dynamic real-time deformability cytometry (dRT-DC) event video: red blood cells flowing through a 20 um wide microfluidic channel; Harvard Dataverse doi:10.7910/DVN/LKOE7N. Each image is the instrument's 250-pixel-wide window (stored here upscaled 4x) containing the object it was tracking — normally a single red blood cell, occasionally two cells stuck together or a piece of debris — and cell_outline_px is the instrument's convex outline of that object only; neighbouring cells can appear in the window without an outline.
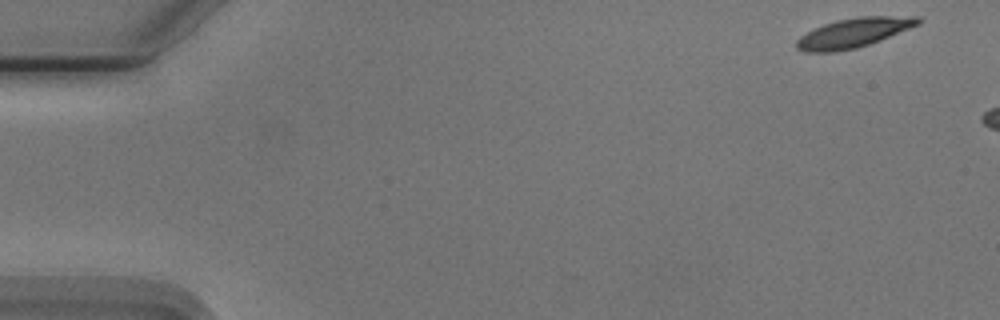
{"species": "Egyptian fruit bat (a non-hibernating species)", "species_latin": "Rousettus aegyptiacus", "temperature_condition": "cold", "stored_images_in_passage": 10, "camera_frame_rate_fps": 3000, "um_per_image_px": 0.085, "animal": {"sex": "male"}, "frame": {"image": 1, "passage_image": 1, "time_ms": 0.0, "image_size_px": [1000, 320], "cell_outline_px": [[920, 24], [880, 40], [856, 48], [836, 52], [804, 52], [796, 48], [796, 40], [800, 36], [824, 24], [836, 20], [856, 16], [920, 16]], "centroid_in_image_um": [72.55, 2.78], "position_along_channel_um": 12.4, "area_um2": 20.81}}